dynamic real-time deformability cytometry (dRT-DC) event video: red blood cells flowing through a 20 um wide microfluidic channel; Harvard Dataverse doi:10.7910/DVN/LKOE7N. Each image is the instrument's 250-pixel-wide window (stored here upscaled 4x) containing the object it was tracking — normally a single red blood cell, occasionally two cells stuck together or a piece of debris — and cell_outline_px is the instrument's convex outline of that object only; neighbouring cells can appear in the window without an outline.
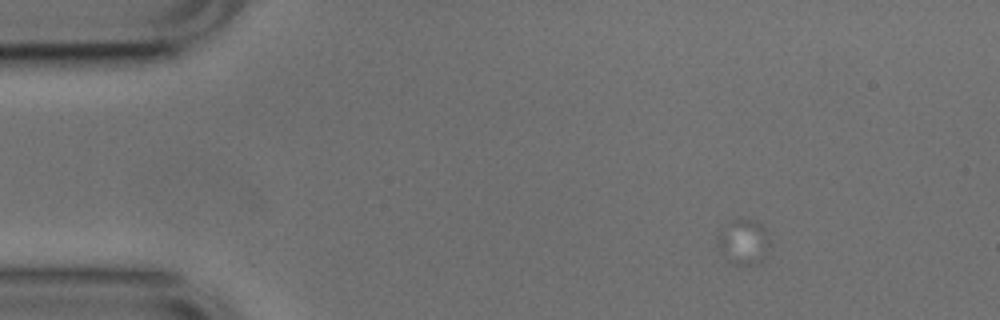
{"species": "common noctule bat (a hibernating species)", "species_latin": "Nyctalus noctula", "temperature_condition": "cold", "stored_images_in_passage": 4, "camera_frame_rate_fps": 3000, "um_per_image_px": 0.085, "animal": {"sex": "male", "body_mass_g": 17.9, "forearm_length_mm": 54.2}, "frame": {"image": 1, "passage_image": 1, "time_ms": 0.0, "image_size_px": [1000, 320], "cell_outline_px": [[768, 244], [764, 260], [760, 264], [732, 264], [716, 248], [716, 240], [736, 220], [748, 220], [760, 224], [764, 228], [768, 236]], "centroid_in_image_um": [63.22, 20.65], "position_along_channel_um": 21.8, "area_um2": 13.06}}